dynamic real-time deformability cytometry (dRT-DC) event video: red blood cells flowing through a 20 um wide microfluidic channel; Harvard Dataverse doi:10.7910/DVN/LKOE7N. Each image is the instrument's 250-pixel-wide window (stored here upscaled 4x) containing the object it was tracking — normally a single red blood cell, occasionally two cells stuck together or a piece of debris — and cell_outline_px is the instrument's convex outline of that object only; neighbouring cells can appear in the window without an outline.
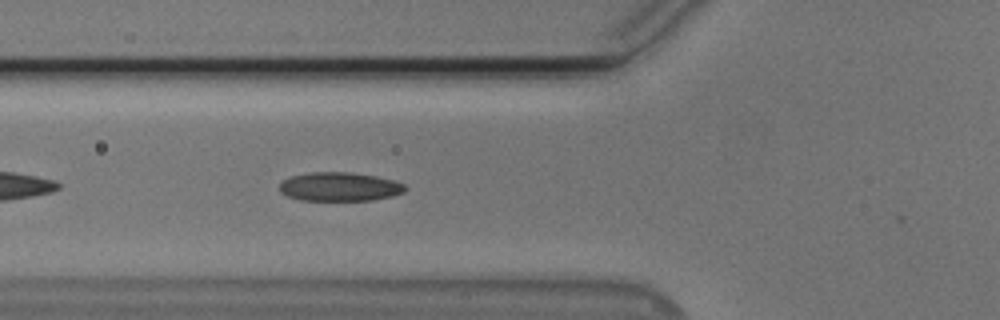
{"species": "Egyptian fruit bat (a non-hibernating species)", "species_latin": "Rousettus aegyptiacus", "temperature_condition": "cold", "stored_images_in_passage": 6, "camera_frame_rate_fps": 3000, "um_per_image_px": 0.085, "animal": {"sex": "male"}, "frame": {"image": 1, "passage_image": 5, "time_ms": 1.333, "image_size_px": [1000, 320], "cell_outline_px": [[408, 188], [404, 192], [392, 196], [372, 200], [300, 200], [288, 196], [280, 192], [280, 184], [284, 180], [292, 176], [312, 172], [348, 172], [376, 176], [392, 180], [404, 184]], "centroid_in_image_um": [28.89, 15.87], "position_along_channel_um": 96.9, "area_um2": 20.98}}